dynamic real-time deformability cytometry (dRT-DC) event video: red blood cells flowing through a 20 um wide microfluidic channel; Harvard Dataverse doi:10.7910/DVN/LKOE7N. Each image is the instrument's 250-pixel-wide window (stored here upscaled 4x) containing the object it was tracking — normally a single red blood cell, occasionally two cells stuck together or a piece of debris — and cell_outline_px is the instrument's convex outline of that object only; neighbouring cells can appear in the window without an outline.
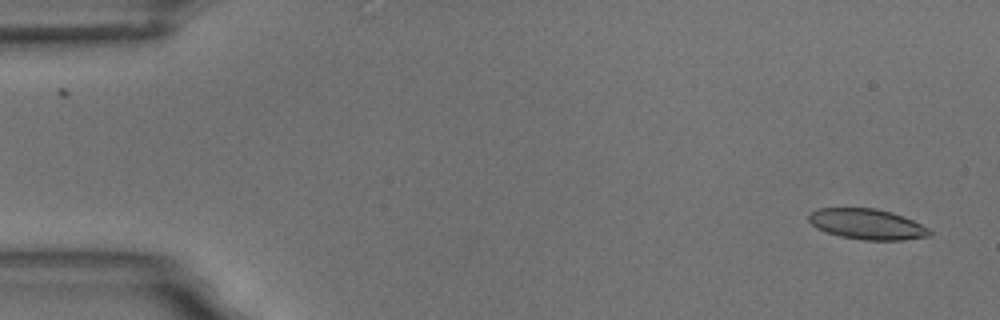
{"species": "common noctule bat (a hibernating species)", "species_latin": "Nyctalus noctula", "temperature_condition": "room temperature", "stored_images_in_passage": 5, "camera_frame_rate_fps": 3000, "um_per_image_px": 0.085, "animal": {"sex": "male", "body_mass_g": 18.8}, "frame": {"image": 1, "passage_image": 1, "time_ms": 0.0, "image_size_px": [1000, 320], "cell_outline_px": [[932, 236], [904, 240], [860, 240], [840, 236], [816, 228], [808, 220], [808, 212], [816, 208], [876, 208], [892, 212], [904, 216], [928, 228], [932, 232]], "centroid_in_image_um": [73.69, 19.05], "position_along_channel_um": 11.3, "area_um2": 21.73}}
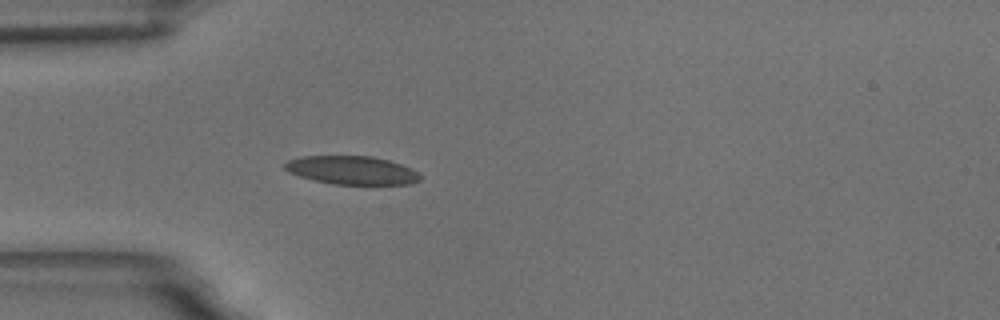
{"frame": {"image": 2, "passage_image": 5, "time_ms": 4.667, "image_size_px": [1000, 320], "cell_outline_px": [[420, 180], [408, 184], [332, 184], [312, 180], [288, 172], [284, 168], [284, 164], [288, 160], [300, 156], [372, 156], [388, 160], [412, 168], [420, 176]], "centroid_in_image_um": [29.87, 14.46], "position_along_channel_um": 55.1, "area_um2": 22.37}}